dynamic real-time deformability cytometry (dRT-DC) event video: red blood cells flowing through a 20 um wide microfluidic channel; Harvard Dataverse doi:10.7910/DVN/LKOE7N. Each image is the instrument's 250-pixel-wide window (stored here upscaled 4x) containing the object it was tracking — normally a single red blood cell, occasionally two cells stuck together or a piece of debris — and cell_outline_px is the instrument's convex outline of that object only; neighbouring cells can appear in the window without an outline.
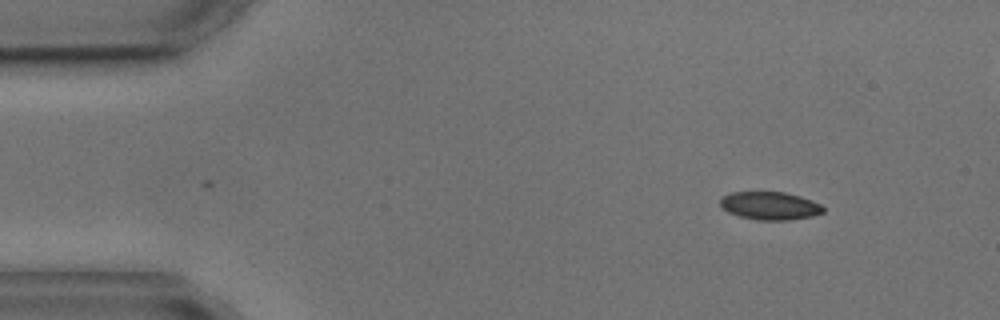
{"species": "common noctule bat (a hibernating species)", "species_latin": "Nyctalus noctula", "temperature_condition": "cold", "stored_images_in_passage": 2, "camera_frame_rate_fps": 3000, "um_per_image_px": 0.085, "animal": {"sex": "male", "body_mass_g": 17.9, "forearm_length_mm": 54.2}, "frame": {"image": 1, "passage_image": 2, "time_ms": 1.0, "image_size_px": [1000, 320], "cell_outline_px": [[824, 212], [812, 216], [788, 220], [756, 220], [740, 216], [728, 212], [720, 208], [720, 196], [732, 192], [784, 192], [800, 196], [812, 200], [820, 204], [824, 208]], "centroid_in_image_um": [65.41, 17.48], "position_along_channel_um": 19.6, "area_um2": 16.94}}